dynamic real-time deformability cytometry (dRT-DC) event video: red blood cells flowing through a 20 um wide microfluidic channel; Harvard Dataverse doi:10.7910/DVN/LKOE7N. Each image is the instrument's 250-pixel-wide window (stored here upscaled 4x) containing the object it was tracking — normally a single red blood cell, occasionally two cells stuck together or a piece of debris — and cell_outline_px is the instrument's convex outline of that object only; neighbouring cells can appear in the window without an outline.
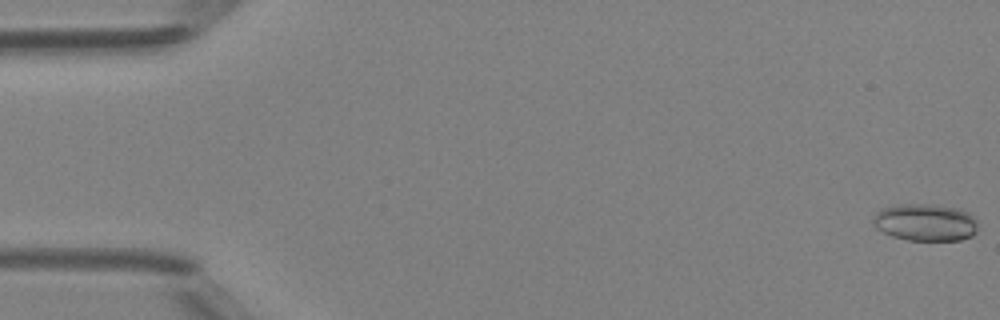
{"species": "Egyptian fruit bat (a non-hibernating species)", "species_latin": "Rousettus aegyptiacus", "temperature_condition": "room temperature", "stored_images_in_passage": 14, "camera_frame_rate_fps": 3000, "um_per_image_px": 0.085, "animal": {"sex": "female"}, "frame": {"image": 1, "passage_image": 1, "time_ms": 0.0, "image_size_px": [1000, 320], "cell_outline_px": [[976, 232], [972, 236], [960, 240], [908, 240], [892, 236], [876, 228], [872, 220], [876, 212], [880, 208], [908, 204], [936, 204], [960, 208], [976, 216]], "centroid_in_image_um": [78.69, 18.89], "position_along_channel_um": 6.3, "area_um2": 22.89}}
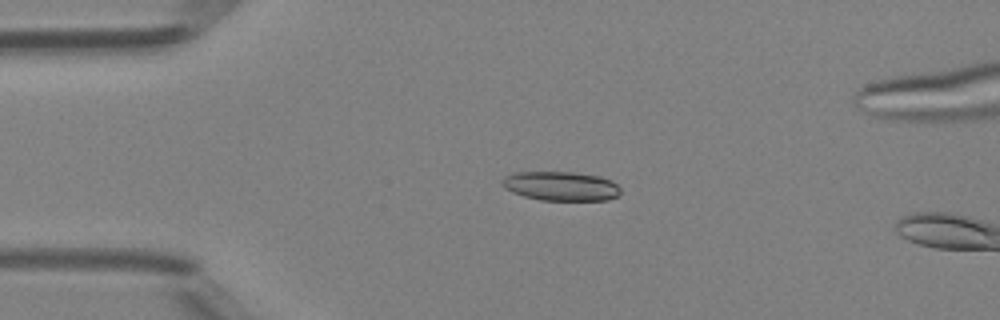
{"frame": {"image": 2, "passage_image": 12, "time_ms": 3.667, "image_size_px": [1000, 320], "cell_outline_px": [[620, 192], [616, 196], [608, 200], [540, 200], [524, 196], [512, 192], [504, 188], [500, 184], [500, 180], [504, 176], [516, 172], [572, 172], [600, 176], [616, 184], [620, 188]], "centroid_in_image_um": [47.62, 15.81], "position_along_channel_um": 37.4, "area_um2": 20.17}}